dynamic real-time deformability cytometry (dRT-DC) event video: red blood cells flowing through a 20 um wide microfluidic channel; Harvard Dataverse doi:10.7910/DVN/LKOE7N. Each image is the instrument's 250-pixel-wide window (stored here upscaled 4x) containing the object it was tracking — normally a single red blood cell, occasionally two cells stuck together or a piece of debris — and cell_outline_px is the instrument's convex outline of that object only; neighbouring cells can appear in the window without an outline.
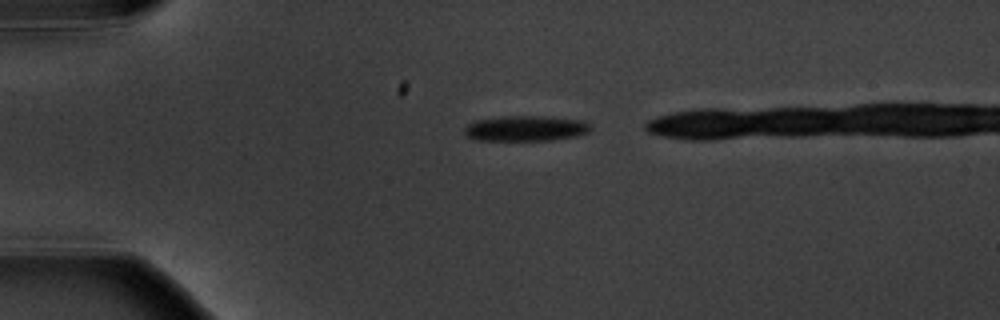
{"species": "common noctule bat (a hibernating species)", "species_latin": "Nyctalus noctula", "temperature_condition": "warm", "stored_images_in_passage": 2, "camera_frame_rate_fps": 3000, "um_per_image_px": 0.085, "animal": {"sex": "male", "body_mass_g": 20.1, "forearm_length_mm": 53.5}, "frame": {"image": 1, "passage_image": 1, "time_ms": 0.0, "image_size_px": [1000, 320], "cell_outline_px": [[592, 128], [588, 132], [576, 136], [552, 140], [472, 140], [464, 136], [464, 128], [468, 124], [476, 120], [508, 116], [552, 116], [580, 120], [592, 124]], "centroid_in_image_um": [44.68, 10.91], "position_along_channel_um": 40.3, "area_um2": 18.9}}